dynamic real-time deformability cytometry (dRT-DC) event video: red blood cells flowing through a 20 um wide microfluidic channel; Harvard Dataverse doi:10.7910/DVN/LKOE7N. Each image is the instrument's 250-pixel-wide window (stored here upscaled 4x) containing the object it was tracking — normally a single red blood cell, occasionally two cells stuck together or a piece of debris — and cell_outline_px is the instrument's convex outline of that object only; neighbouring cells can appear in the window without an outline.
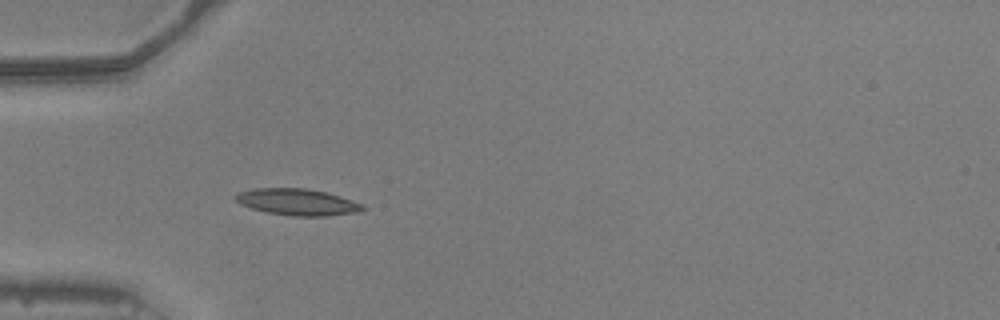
{"species": "common noctule bat (a hibernating species)", "species_latin": "Nyctalus noctula", "temperature_condition": "warm", "stored_images_in_passage": 41, "camera_frame_rate_fps": 3000, "um_per_image_px": 0.085, "animal": {"sex": "male", "body_mass_g": 20.5, "forearm_length_mm": 52.5}, "frame": {"image": 1, "passage_image": 5, "time_ms": 1.333, "image_size_px": [1000, 320], "cell_outline_px": [[368, 208], [360, 212], [328, 216], [292, 216], [268, 212], [252, 208], [240, 204], [232, 196], [240, 192], [256, 188], [308, 188], [340, 196], [364, 204]], "centroid_in_image_um": [25.33, 17.18], "position_along_channel_um": 59.7, "area_um2": 19.77}}
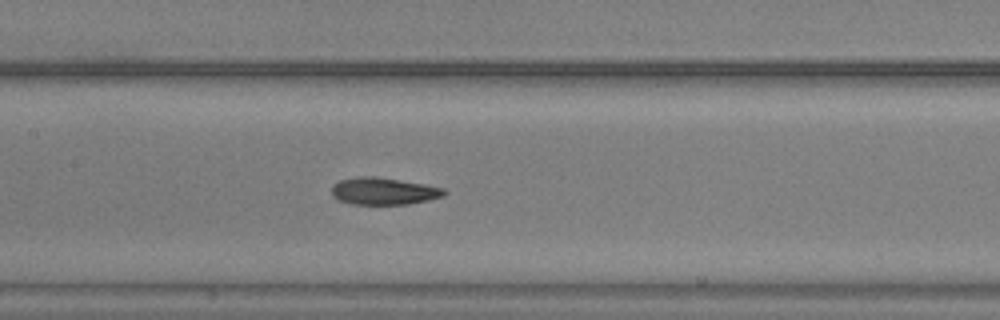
{"frame": {"image": 2, "passage_image": 14, "time_ms": 4.333, "image_size_px": [1000, 320], "cell_outline_px": [[448, 192], [444, 196], [428, 200], [408, 204], [352, 204], [340, 200], [332, 196], [332, 184], [340, 180], [360, 176], [376, 176], [424, 184], [444, 188]], "centroid_in_image_um": [32.62, 16.24], "position_along_channel_um": 174.8, "area_um2": 17.8}}
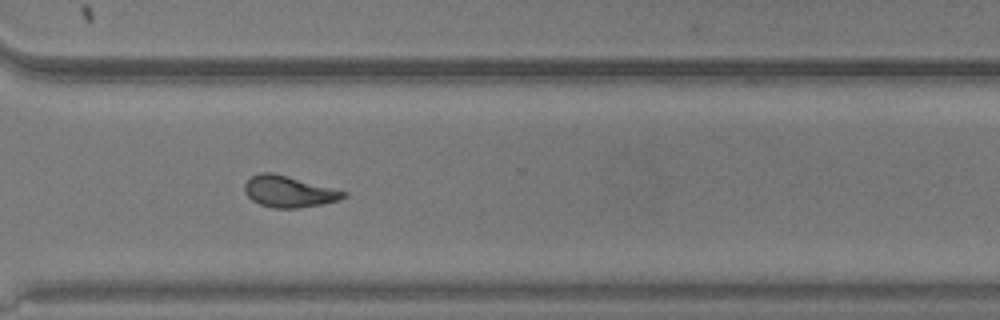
{"frame": {"image": 3, "passage_image": 27, "time_ms": 8.667, "image_size_px": [1000, 320], "cell_outline_px": [[348, 196], [340, 200], [320, 204], [296, 208], [272, 208], [260, 204], [252, 200], [244, 192], [244, 184], [252, 176], [260, 172], [272, 172], [288, 176], [348, 192]], "centroid_in_image_um": [24.55, 16.28], "position_along_channel_um": 346.1, "area_um2": 18.03}, "authors_computed_cell_mechanics": {"area_um2": 17.918, "velocity_mm_per_s": 3.9749, "shape_relaxation_time_tau1_ms": 9.4346, "shape_relaxation_time_tau2_ms": 2.8621, "deformation_change_tau1": 0.2549, "deformation_change_tau2": 0.1029}}